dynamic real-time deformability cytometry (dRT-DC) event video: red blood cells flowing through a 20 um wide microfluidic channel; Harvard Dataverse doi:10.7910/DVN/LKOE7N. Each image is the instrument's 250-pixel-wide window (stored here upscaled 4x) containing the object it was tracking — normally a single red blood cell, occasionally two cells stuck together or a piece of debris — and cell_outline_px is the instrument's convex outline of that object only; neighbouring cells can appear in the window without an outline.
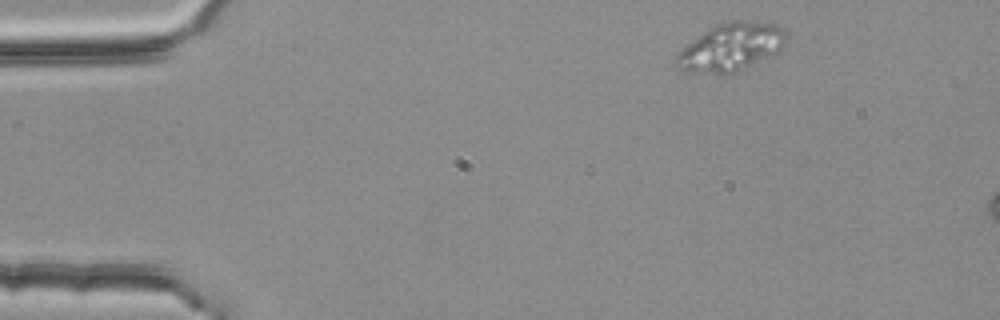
{"species": "common noctule bat (a hibernating species)", "species_latin": "Nyctalus noctula", "temperature_condition": "room temperature", "stored_images_in_passage": 3, "segment_of_instrument_passage": [1, 2], "camera_frame_rate_fps": 3000, "um_per_image_px": 0.085, "animal": {"sex": "female", "body_mass_g": 25.1}, "frame": {"image": 1, "passage_image": 1, "time_ms": 0.0, "image_size_px": [1000, 320], "cell_outline_px": [[788, 44], [772, 56], [736, 72], [696, 72], [680, 68], [676, 64], [676, 56], [688, 44], [708, 28], [716, 24], [728, 20], [748, 20], [776, 24], [784, 28], [788, 32]], "centroid_in_image_um": [62.26, 3.95], "position_along_channel_um": 22.7, "area_um2": 30.58}}